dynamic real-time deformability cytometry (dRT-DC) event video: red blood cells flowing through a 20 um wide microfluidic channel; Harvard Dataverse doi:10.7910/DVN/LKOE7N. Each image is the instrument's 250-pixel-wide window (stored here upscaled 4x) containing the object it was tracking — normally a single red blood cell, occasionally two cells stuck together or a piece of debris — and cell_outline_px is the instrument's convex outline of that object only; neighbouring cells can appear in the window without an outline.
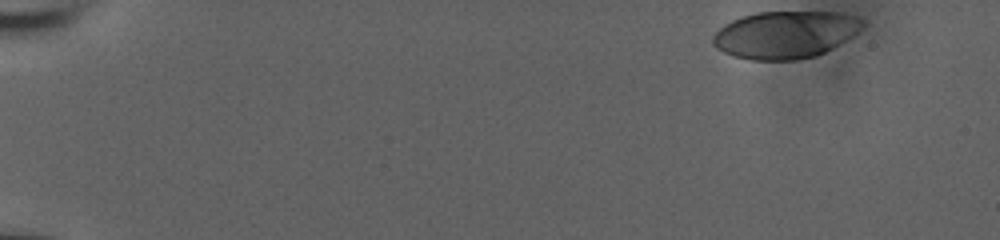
{"species": "human", "species_latin": "Homo sapiens", "temperature_condition": "room temperature", "stored_images_in_passage": 25, "camera_frame_rate_fps": 3000, "um_per_image_px": 0.085, "donor": {"sex": "male"}, "frame": {"image": 1, "passage_image": 1, "time_ms": 0.0, "image_size_px": [1000, 240], "cell_outline_px": [[864, 24], [852, 36], [832, 48], [816, 56], [796, 60], [752, 60], [732, 56], [716, 48], [712, 44], [712, 36], [724, 24], [732, 20], [756, 12], [840, 12], [856, 16], [864, 20]], "centroid_in_image_um": [66.73, 2.94], "position_along_channel_um": 18.3, "area_um2": 41.27}}
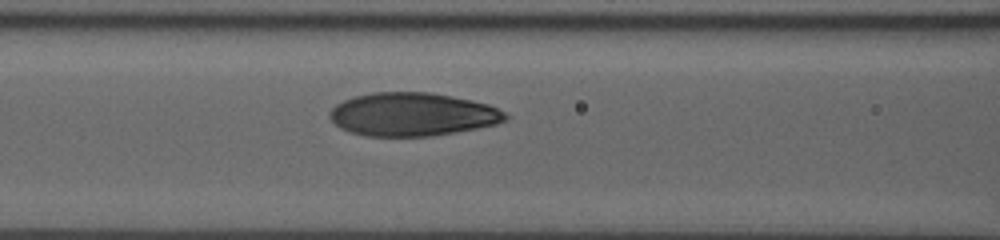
{"frame": {"image": 2, "passage_image": 18, "time_ms": 5.667, "image_size_px": [1000, 240], "cell_outline_px": [[508, 120], [496, 124], [456, 132], [432, 136], [364, 136], [348, 132], [340, 128], [328, 116], [328, 112], [336, 104], [344, 100], [356, 96], [372, 92], [432, 92], [472, 100], [488, 104], [508, 112]], "centroid_in_image_um": [35.07, 9.72], "position_along_channel_um": 131.5, "area_um2": 44.68}}
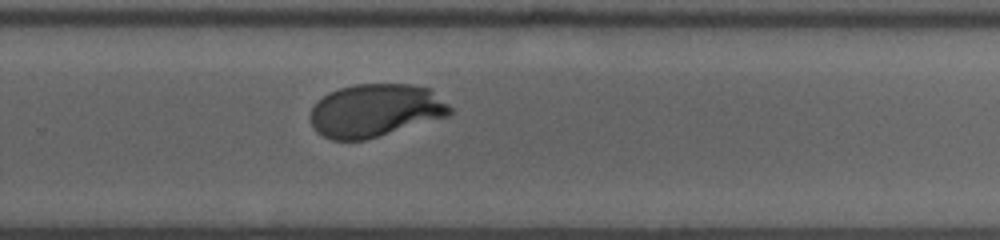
{"frame": {"image": 3, "passage_image": 25, "time_ms": 8.0, "image_size_px": [1000, 240], "cell_outline_px": [[452, 112], [448, 116], [364, 140], [332, 140], [316, 132], [308, 116], [312, 108], [328, 92], [340, 88], [356, 84], [408, 84], [432, 88], [452, 108]], "centroid_in_image_um": [31.91, 9.38], "position_along_channel_um": 297.9, "area_um2": 43.06}}